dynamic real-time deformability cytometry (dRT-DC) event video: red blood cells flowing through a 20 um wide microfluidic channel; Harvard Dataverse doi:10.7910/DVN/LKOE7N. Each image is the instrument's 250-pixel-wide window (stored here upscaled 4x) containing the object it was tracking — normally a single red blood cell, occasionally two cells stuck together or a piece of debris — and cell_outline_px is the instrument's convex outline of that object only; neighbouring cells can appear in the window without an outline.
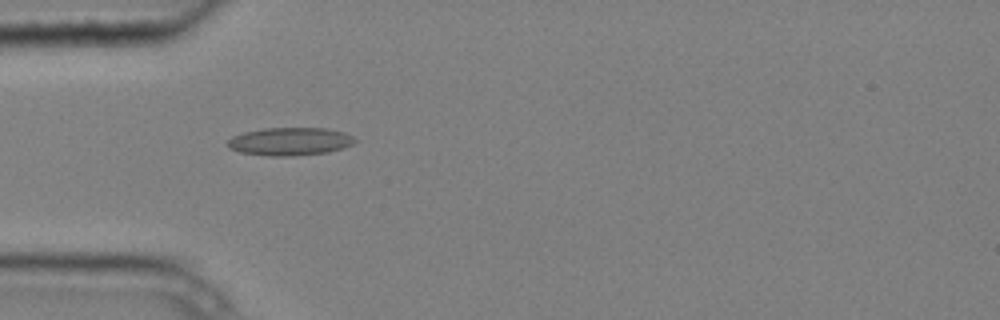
{"species": "common noctule bat (a hibernating species)", "species_latin": "Nyctalus noctula", "temperature_condition": "cold", "stored_images_in_passage": 5, "camera_frame_rate_fps": 3000, "um_per_image_px": 0.085, "animal": {"sex": "male", "body_mass_g": 20.4}, "frame": {"image": 1, "passage_image": 5, "time_ms": 1.333, "image_size_px": [1000, 320], "cell_outline_px": [[356, 140], [352, 144], [328, 152], [292, 156], [268, 156], [240, 152], [228, 148], [228, 140], [232, 136], [244, 132], [264, 128], [324, 128], [344, 132], [352, 136]], "centroid_in_image_um": [24.61, 12.02], "position_along_channel_um": 60.4, "area_um2": 20.63}}